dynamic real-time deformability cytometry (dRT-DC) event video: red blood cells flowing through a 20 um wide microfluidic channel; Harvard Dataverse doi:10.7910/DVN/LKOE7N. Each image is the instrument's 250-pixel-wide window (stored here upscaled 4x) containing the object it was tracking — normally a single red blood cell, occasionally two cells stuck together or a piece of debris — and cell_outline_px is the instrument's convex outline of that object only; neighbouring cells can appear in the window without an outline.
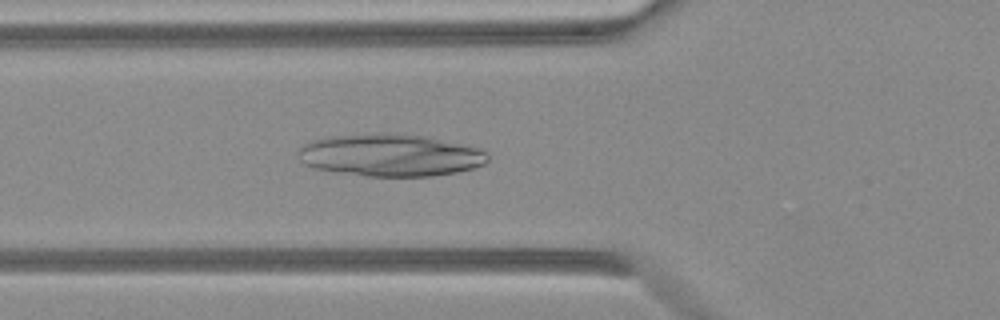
{"species": "Egyptian fruit bat (a non-hibernating species)", "species_latin": "Rousettus aegyptiacus", "temperature_condition": "warm", "stored_images_in_passage": 16, "camera_frame_rate_fps": 3000, "um_per_image_px": 0.085, "animal": {"sex": "female"}, "frame": {"image": 1, "passage_image": 3, "time_ms": 0.667, "image_size_px": [1000, 320], "cell_outline_px": [[488, 160], [484, 164], [472, 168], [456, 172], [432, 176], [364, 176], [336, 172], [312, 168], [304, 164], [300, 160], [296, 152], [296, 148], [312, 140], [332, 136], [380, 132], [428, 136], [480, 148], [488, 152]], "centroid_in_image_um": [33.14, 13.18], "position_along_channel_um": 92.7, "area_um2": 47.28}}
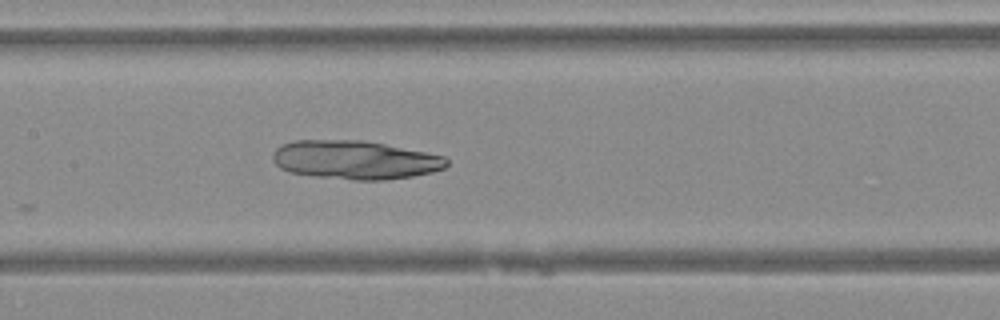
{"frame": {"image": 2, "passage_image": 9, "time_ms": 2.667, "image_size_px": [1000, 320], "cell_outline_px": [[448, 164], [444, 168], [432, 172], [412, 176], [384, 180], [356, 180], [316, 176], [288, 172], [280, 168], [276, 164], [272, 156], [276, 148], [284, 144], [296, 140], [360, 140], [384, 144], [444, 156], [448, 160]], "centroid_in_image_um": [30.17, 13.59], "position_along_channel_um": 177.2, "area_um2": 38.9}}
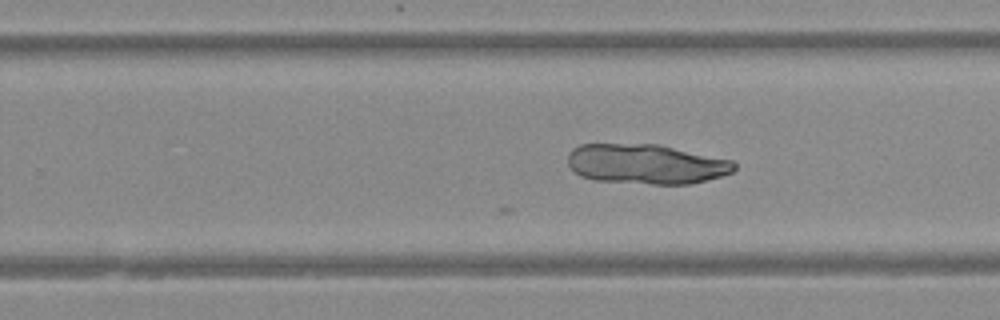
{"frame": {"image": 3, "passage_image": 16, "time_ms": 5.0, "image_size_px": [1000, 320], "cell_outline_px": [[736, 168], [732, 172], [720, 176], [692, 184], [652, 184], [592, 180], [580, 176], [568, 164], [568, 152], [572, 148], [580, 144], [656, 144], [732, 160], [736, 164]], "centroid_in_image_um": [54.89, 13.95], "position_along_channel_um": 274.9, "area_um2": 38.67}}